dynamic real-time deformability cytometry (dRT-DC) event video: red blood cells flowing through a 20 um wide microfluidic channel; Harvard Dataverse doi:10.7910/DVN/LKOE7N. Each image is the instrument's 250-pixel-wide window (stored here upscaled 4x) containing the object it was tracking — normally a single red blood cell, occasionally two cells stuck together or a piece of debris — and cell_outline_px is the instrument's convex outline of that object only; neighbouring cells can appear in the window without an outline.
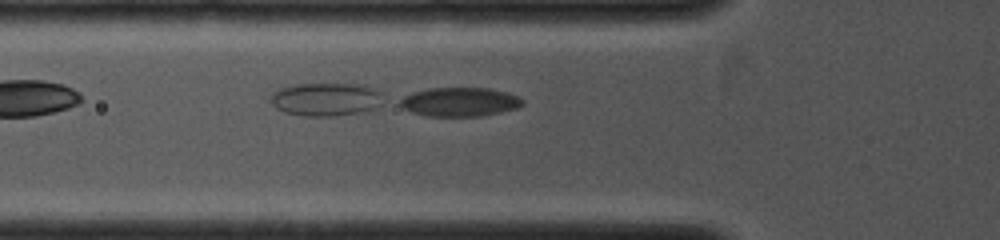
{"species": "common noctule bat (a hibernating species)", "species_latin": "Nyctalus noctula", "temperature_condition": "cold", "stored_images_in_passage": 2, "camera_frame_rate_fps": 4000, "um_per_image_px": 0.085, "animal": {"sex": "female", "body_mass_g": 19.0, "forearm_length_mm": 53.3}, "frame": {"image": 1, "passage_image": 2, "time_ms": 1.0, "image_size_px": [1000, 240], "cell_outline_px": [[524, 104], [520, 108], [480, 116], [424, 116], [412, 112], [396, 104], [396, 100], [412, 92], [428, 88], [488, 88], [504, 92], [516, 96], [524, 100]], "centroid_in_image_um": [39.02, 8.67], "position_along_channel_um": 86.8, "area_um2": 20.87}}